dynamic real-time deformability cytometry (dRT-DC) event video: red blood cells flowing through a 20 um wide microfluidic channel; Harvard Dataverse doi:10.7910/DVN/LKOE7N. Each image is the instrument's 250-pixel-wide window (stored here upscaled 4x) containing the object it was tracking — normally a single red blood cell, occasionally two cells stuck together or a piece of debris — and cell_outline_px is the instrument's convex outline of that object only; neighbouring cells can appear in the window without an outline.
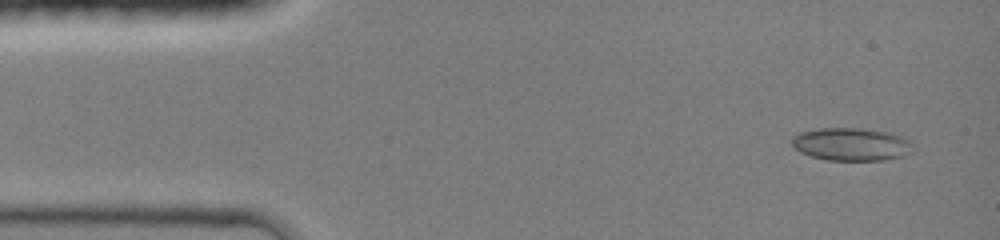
{"species": "common noctule bat (a hibernating species)", "species_latin": "Nyctalus noctula", "temperature_condition": "room temperature", "stored_images_in_passage": 45, "camera_frame_rate_fps": 3000, "um_per_image_px": 0.085, "animal": {"sex": "female", "body_mass_g": 19.0, "forearm_length_mm": 51.5}, "frame": {"image": 1, "passage_image": 3, "time_ms": 0.667, "image_size_px": [1000, 240], "cell_outline_px": [[916, 148], [912, 152], [904, 156], [884, 160], [828, 160], [812, 156], [800, 152], [792, 144], [792, 136], [800, 132], [820, 128], [860, 128], [892, 132], [908, 140]], "centroid_in_image_um": [72.4, 12.26], "position_along_channel_um": 12.6, "area_um2": 23.35}}
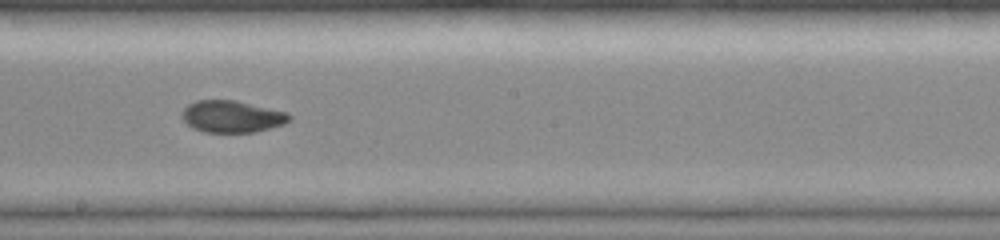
{"frame": {"image": 2, "passage_image": 25, "time_ms": 8.0, "image_size_px": [1000, 240], "cell_outline_px": [[292, 116], [284, 124], [256, 132], [204, 132], [192, 128], [184, 120], [180, 112], [188, 104], [196, 100], [236, 100], [288, 112]], "centroid_in_image_um": [19.71, 9.9], "position_along_channel_um": 228.5, "area_um2": 20.06}}
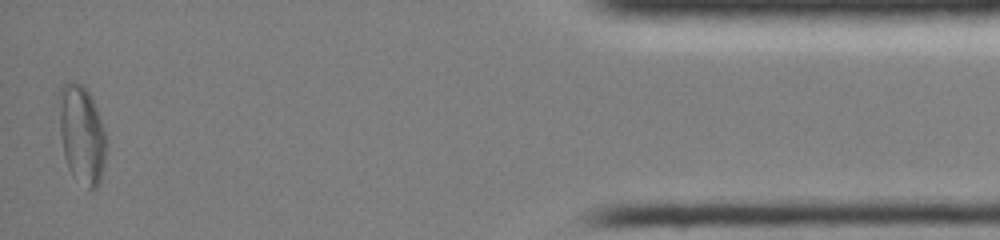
{"frame": {"image": 3, "passage_image": 44, "time_ms": 14.333, "image_size_px": [1000, 240], "cell_outline_px": [[104, 168], [100, 180], [96, 188], [88, 188], [72, 176], [68, 168], [64, 156], [60, 136], [56, 96], [60, 88], [64, 84], [72, 80], [84, 84], [96, 108], [104, 132]], "centroid_in_image_um": [6.87, 11.37], "position_along_channel_um": 428.3, "area_um2": 27.22}, "authors_computed_cell_mechanics": {"area_um2": 21.3282, "velocity_mm_per_s": 4.2307, "shape_relaxation_time_tau1_ms": null, "shape_relaxation_time_tau2_ms": 1.7733, "deformation_change_tau1": null, "deformation_change_tau2": 0.0504}}